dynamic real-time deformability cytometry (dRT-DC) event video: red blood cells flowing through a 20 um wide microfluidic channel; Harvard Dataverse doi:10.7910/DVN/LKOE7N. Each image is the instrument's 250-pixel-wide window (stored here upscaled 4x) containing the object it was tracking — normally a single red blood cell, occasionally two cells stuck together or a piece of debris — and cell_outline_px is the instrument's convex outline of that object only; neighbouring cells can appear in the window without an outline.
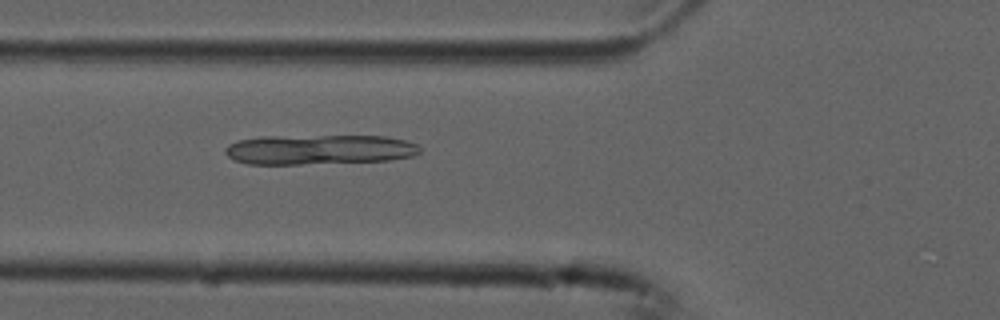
{"species": "common noctule bat (a hibernating species)", "species_latin": "Nyctalus noctula", "temperature_condition": "cold", "stored_images_in_passage": 5, "camera_frame_rate_fps": 3000, "um_per_image_px": 0.085, "animal": {"sex": "male", "forearm_length_mm": 52.5}, "frame": {"image": 1, "passage_image": 5, "time_ms": 1.333, "image_size_px": [1000, 320], "cell_outline_px": [[420, 152], [412, 156], [388, 160], [300, 164], [248, 164], [232, 160], [224, 152], [224, 148], [228, 144], [236, 140], [260, 136], [384, 136], [404, 140], [416, 144], [420, 148]], "centroid_in_image_um": [27.05, 12.71], "position_along_channel_um": 98.8, "area_um2": 33.99}}